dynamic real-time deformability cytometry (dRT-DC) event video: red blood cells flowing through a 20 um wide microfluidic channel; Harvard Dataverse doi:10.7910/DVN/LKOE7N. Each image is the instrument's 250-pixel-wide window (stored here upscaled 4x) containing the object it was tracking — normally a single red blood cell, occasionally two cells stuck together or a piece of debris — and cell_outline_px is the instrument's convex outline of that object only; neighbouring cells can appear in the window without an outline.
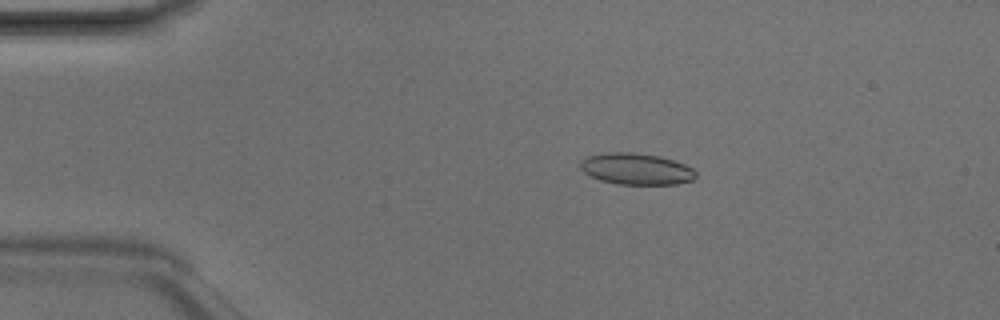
{"species": "Egyptian fruit bat (a non-hibernating species)", "species_latin": "Rousettus aegyptiacus", "temperature_condition": "room temperature", "stored_images_in_passage": 5, "camera_frame_rate_fps": 3000, "um_per_image_px": 0.085, "animal": {"sex": "male"}, "frame": {"image": 1, "passage_image": 3, "time_ms": 0.667, "image_size_px": [1000, 320], "cell_outline_px": [[696, 176], [692, 180], [676, 184], [616, 184], [600, 180], [584, 172], [580, 168], [580, 160], [588, 156], [604, 152], [632, 152], [656, 156], [672, 160], [684, 164], [692, 168], [696, 172]], "centroid_in_image_um": [54.05, 14.36], "position_along_channel_um": 31.0, "area_um2": 21.04}}
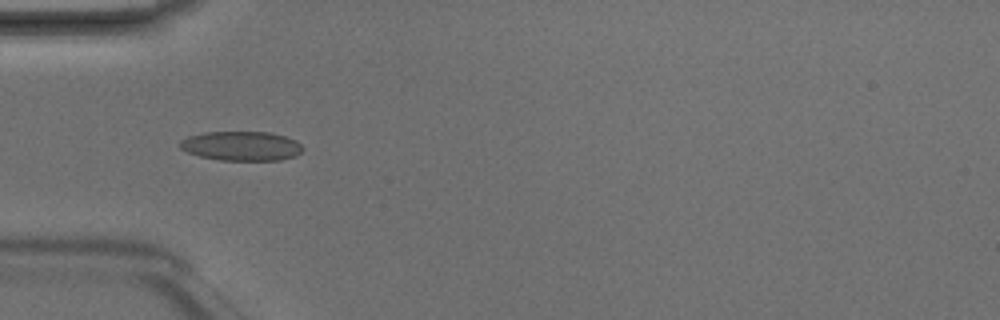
{"frame": {"image": 2, "passage_image": 5, "time_ms": 1.333, "image_size_px": [1000, 320], "cell_outline_px": [[304, 148], [296, 156], [280, 160], [220, 160], [200, 156], [188, 152], [180, 148], [180, 140], [188, 136], [204, 132], [268, 132], [284, 136], [296, 140]], "centroid_in_image_um": [20.52, 12.41], "position_along_channel_um": 64.5, "area_um2": 20.98}}